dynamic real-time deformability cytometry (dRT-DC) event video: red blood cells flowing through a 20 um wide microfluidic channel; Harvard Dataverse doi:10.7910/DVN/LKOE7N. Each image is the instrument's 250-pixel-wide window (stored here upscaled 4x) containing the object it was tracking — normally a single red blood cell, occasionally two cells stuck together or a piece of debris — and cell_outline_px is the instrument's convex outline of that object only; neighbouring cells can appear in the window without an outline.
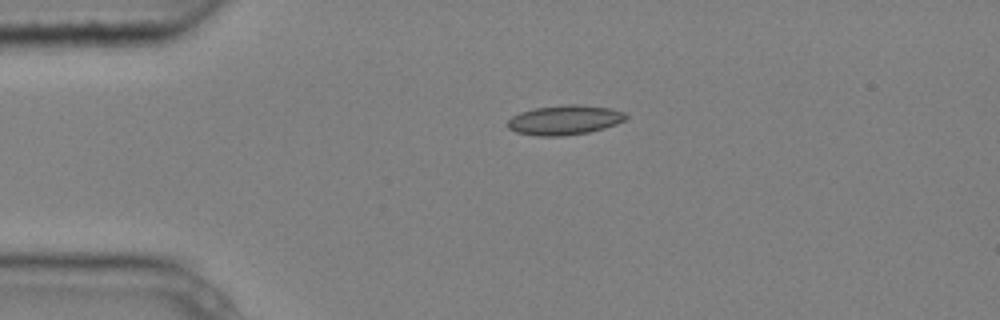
{"species": "common noctule bat (a hibernating species)", "species_latin": "Nyctalus noctula", "temperature_condition": "cold", "stored_images_in_passage": 2, "camera_frame_rate_fps": 3000, "um_per_image_px": 0.085, "animal": {"sex": "male", "body_mass_g": 20.4}, "frame": {"image": 1, "passage_image": 1, "time_ms": 0.0, "image_size_px": [1000, 320], "cell_outline_px": [[628, 116], [624, 120], [616, 124], [604, 128], [588, 132], [560, 136], [536, 136], [516, 132], [508, 128], [504, 124], [512, 116], [520, 112], [536, 108], [564, 104], [580, 104], [612, 108], [624, 112]], "centroid_in_image_um": [47.97, 10.19], "position_along_channel_um": 37.0, "area_um2": 20.58}}